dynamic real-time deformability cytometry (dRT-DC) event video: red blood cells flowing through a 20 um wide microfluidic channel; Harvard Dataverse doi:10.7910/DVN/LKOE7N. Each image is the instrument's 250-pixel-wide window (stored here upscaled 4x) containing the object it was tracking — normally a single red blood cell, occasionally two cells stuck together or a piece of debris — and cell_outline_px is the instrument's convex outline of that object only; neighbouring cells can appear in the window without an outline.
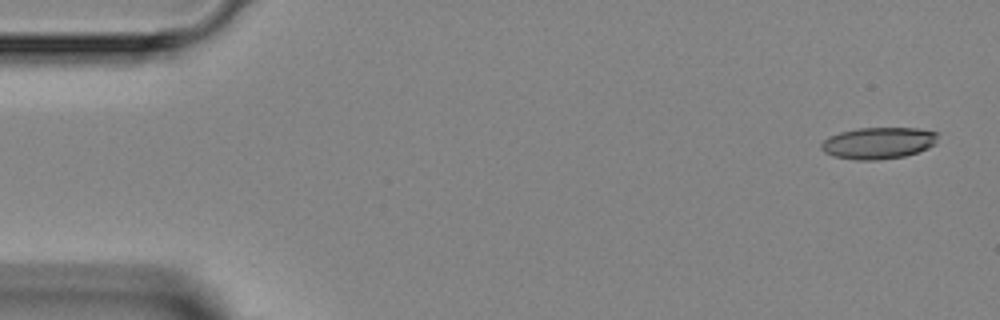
{"species": "Egyptian fruit bat (a non-hibernating species)", "species_latin": "Rousettus aegyptiacus", "temperature_condition": "room temperature", "stored_images_in_passage": 43, "camera_frame_rate_fps": 3000, "um_per_image_px": 0.085, "animal": {"sex": "female"}, "frame": {"image": 1, "passage_image": 1, "time_ms": 0.0, "image_size_px": [1000, 320], "cell_outline_px": [[940, 132], [936, 144], [928, 148], [904, 156], [876, 160], [856, 160], [832, 156], [824, 152], [820, 148], [820, 144], [828, 136], [840, 132], [860, 128], [920, 128]], "centroid_in_image_um": [74.68, 12.15], "position_along_channel_um": 10.3, "area_um2": 21.73}}
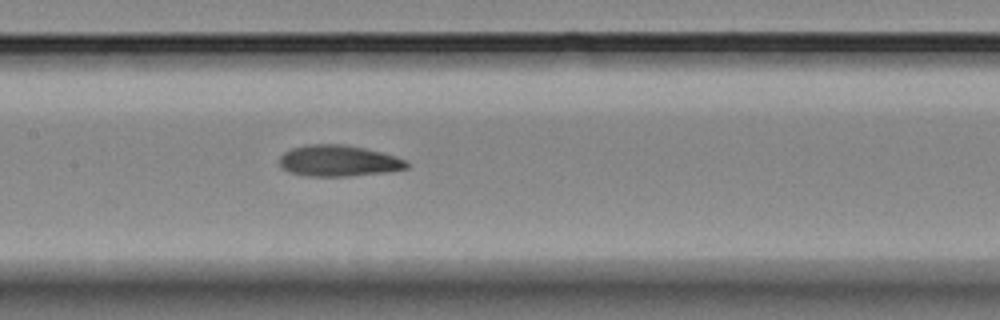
{"frame": {"image": 2, "passage_image": 21, "time_ms": 6.667, "image_size_px": [1000, 320], "cell_outline_px": [[408, 168], [388, 172], [348, 176], [304, 176], [288, 172], [280, 168], [280, 156], [284, 152], [292, 148], [308, 144], [344, 144], [364, 148], [396, 156], [404, 160], [408, 164]], "centroid_in_image_um": [28.74, 13.67], "position_along_channel_um": 178.7, "area_um2": 23.24}}
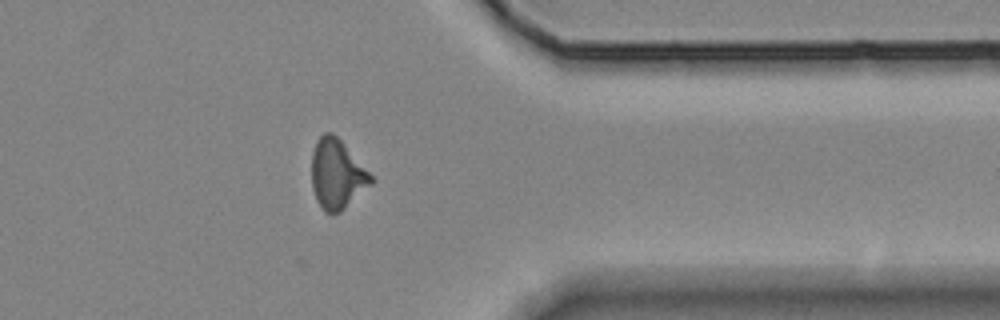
{"frame": {"image": 3, "passage_image": 36, "time_ms": 11.667, "image_size_px": [1000, 320], "cell_outline_px": [[372, 184], [340, 212], [324, 212], [316, 200], [312, 188], [312, 152], [316, 140], [324, 132], [332, 132], [340, 140], [372, 176]], "centroid_in_image_um": [28.61, 14.81], "position_along_channel_um": 382.8, "area_um2": 23.7}}